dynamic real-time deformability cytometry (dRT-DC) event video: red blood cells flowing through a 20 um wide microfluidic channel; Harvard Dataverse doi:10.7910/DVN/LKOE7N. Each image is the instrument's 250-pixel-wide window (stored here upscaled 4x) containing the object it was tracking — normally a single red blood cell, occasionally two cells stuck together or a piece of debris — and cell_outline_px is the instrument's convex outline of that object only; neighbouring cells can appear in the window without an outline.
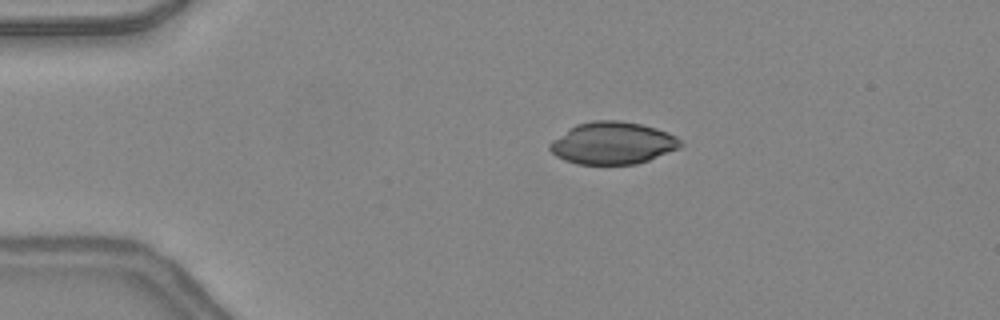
{"species": "common noctule bat (a hibernating species)", "species_latin": "Nyctalus noctula", "temperature_condition": "warm", "stored_images_in_passage": 46, "camera_frame_rate_fps": 3000, "um_per_image_px": 0.085, "animal": {"sex": "female", "body_mass_g": 24.6, "forearm_length_mm": 56.2}, "frame": {"image": 1, "passage_image": 9, "time_ms": 2.667, "image_size_px": [1000, 320], "cell_outline_px": [[684, 144], [680, 148], [648, 160], [636, 164], [576, 164], [564, 160], [556, 156], [548, 148], [548, 144], [552, 140], [568, 128], [576, 124], [592, 120], [620, 120], [640, 124], [656, 128], [668, 132], [676, 136]], "centroid_in_image_um": [52.06, 12.15], "position_along_channel_um": 32.9, "area_um2": 32.37}}